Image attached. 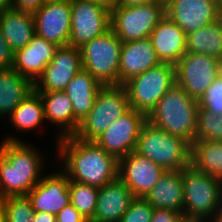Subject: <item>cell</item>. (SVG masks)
<instances>
[{"mask_svg":"<svg viewBox=\"0 0 222 222\" xmlns=\"http://www.w3.org/2000/svg\"><path fill=\"white\" fill-rule=\"evenodd\" d=\"M122 41L110 29L83 44L80 49L82 68L103 86L119 85Z\"/></svg>","mask_w":222,"mask_h":222,"instance_id":"cell-7","label":"cell"},{"mask_svg":"<svg viewBox=\"0 0 222 222\" xmlns=\"http://www.w3.org/2000/svg\"><path fill=\"white\" fill-rule=\"evenodd\" d=\"M146 115L130 108L105 130L94 142L117 160L135 151Z\"/></svg>","mask_w":222,"mask_h":222,"instance_id":"cell-12","label":"cell"},{"mask_svg":"<svg viewBox=\"0 0 222 222\" xmlns=\"http://www.w3.org/2000/svg\"><path fill=\"white\" fill-rule=\"evenodd\" d=\"M183 170H164L158 182L144 199L154 208L180 212L183 215Z\"/></svg>","mask_w":222,"mask_h":222,"instance_id":"cell-22","label":"cell"},{"mask_svg":"<svg viewBox=\"0 0 222 222\" xmlns=\"http://www.w3.org/2000/svg\"><path fill=\"white\" fill-rule=\"evenodd\" d=\"M163 172V168L135 151L118 160L117 177L135 197L144 198Z\"/></svg>","mask_w":222,"mask_h":222,"instance_id":"cell-16","label":"cell"},{"mask_svg":"<svg viewBox=\"0 0 222 222\" xmlns=\"http://www.w3.org/2000/svg\"><path fill=\"white\" fill-rule=\"evenodd\" d=\"M198 108H204L216 116L222 114V80L218 77L198 100Z\"/></svg>","mask_w":222,"mask_h":222,"instance_id":"cell-34","label":"cell"},{"mask_svg":"<svg viewBox=\"0 0 222 222\" xmlns=\"http://www.w3.org/2000/svg\"><path fill=\"white\" fill-rule=\"evenodd\" d=\"M196 140L222 141V114L216 116L204 108H198Z\"/></svg>","mask_w":222,"mask_h":222,"instance_id":"cell-31","label":"cell"},{"mask_svg":"<svg viewBox=\"0 0 222 222\" xmlns=\"http://www.w3.org/2000/svg\"><path fill=\"white\" fill-rule=\"evenodd\" d=\"M56 142L58 162L69 180L100 188L117 178L118 160L94 141L70 136Z\"/></svg>","mask_w":222,"mask_h":222,"instance_id":"cell-1","label":"cell"},{"mask_svg":"<svg viewBox=\"0 0 222 222\" xmlns=\"http://www.w3.org/2000/svg\"><path fill=\"white\" fill-rule=\"evenodd\" d=\"M191 164L222 181V141H194L191 145Z\"/></svg>","mask_w":222,"mask_h":222,"instance_id":"cell-28","label":"cell"},{"mask_svg":"<svg viewBox=\"0 0 222 222\" xmlns=\"http://www.w3.org/2000/svg\"><path fill=\"white\" fill-rule=\"evenodd\" d=\"M135 152L164 170H183L191 164V144L146 121L138 136Z\"/></svg>","mask_w":222,"mask_h":222,"instance_id":"cell-5","label":"cell"},{"mask_svg":"<svg viewBox=\"0 0 222 222\" xmlns=\"http://www.w3.org/2000/svg\"><path fill=\"white\" fill-rule=\"evenodd\" d=\"M134 199L132 191L117 177L99 188L95 215L90 222H120Z\"/></svg>","mask_w":222,"mask_h":222,"instance_id":"cell-20","label":"cell"},{"mask_svg":"<svg viewBox=\"0 0 222 222\" xmlns=\"http://www.w3.org/2000/svg\"><path fill=\"white\" fill-rule=\"evenodd\" d=\"M209 222H222V203L221 207L216 211L213 218Z\"/></svg>","mask_w":222,"mask_h":222,"instance_id":"cell-43","label":"cell"},{"mask_svg":"<svg viewBox=\"0 0 222 222\" xmlns=\"http://www.w3.org/2000/svg\"><path fill=\"white\" fill-rule=\"evenodd\" d=\"M174 0H152V2L159 4L166 8L168 5H170Z\"/></svg>","mask_w":222,"mask_h":222,"instance_id":"cell-45","label":"cell"},{"mask_svg":"<svg viewBox=\"0 0 222 222\" xmlns=\"http://www.w3.org/2000/svg\"><path fill=\"white\" fill-rule=\"evenodd\" d=\"M221 64L215 57L186 52L175 65L176 84L198 101L219 77Z\"/></svg>","mask_w":222,"mask_h":222,"instance_id":"cell-10","label":"cell"},{"mask_svg":"<svg viewBox=\"0 0 222 222\" xmlns=\"http://www.w3.org/2000/svg\"><path fill=\"white\" fill-rule=\"evenodd\" d=\"M17 136L0 144V198L26 196L41 180L44 160L40 152Z\"/></svg>","mask_w":222,"mask_h":222,"instance_id":"cell-2","label":"cell"},{"mask_svg":"<svg viewBox=\"0 0 222 222\" xmlns=\"http://www.w3.org/2000/svg\"><path fill=\"white\" fill-rule=\"evenodd\" d=\"M59 171L42 177L27 194L35 212L56 215L70 202L69 178L62 169Z\"/></svg>","mask_w":222,"mask_h":222,"instance_id":"cell-17","label":"cell"},{"mask_svg":"<svg viewBox=\"0 0 222 222\" xmlns=\"http://www.w3.org/2000/svg\"><path fill=\"white\" fill-rule=\"evenodd\" d=\"M71 1L89 2V3H94L97 5H104L106 7L112 6V0H71Z\"/></svg>","mask_w":222,"mask_h":222,"instance_id":"cell-41","label":"cell"},{"mask_svg":"<svg viewBox=\"0 0 222 222\" xmlns=\"http://www.w3.org/2000/svg\"><path fill=\"white\" fill-rule=\"evenodd\" d=\"M57 48L54 43L35 34L24 48L15 51L12 68L35 83L53 59Z\"/></svg>","mask_w":222,"mask_h":222,"instance_id":"cell-18","label":"cell"},{"mask_svg":"<svg viewBox=\"0 0 222 222\" xmlns=\"http://www.w3.org/2000/svg\"><path fill=\"white\" fill-rule=\"evenodd\" d=\"M0 222H6V214L3 206V200L0 198Z\"/></svg>","mask_w":222,"mask_h":222,"instance_id":"cell-44","label":"cell"},{"mask_svg":"<svg viewBox=\"0 0 222 222\" xmlns=\"http://www.w3.org/2000/svg\"><path fill=\"white\" fill-rule=\"evenodd\" d=\"M165 17V8L154 2L111 6V30L123 42L148 38Z\"/></svg>","mask_w":222,"mask_h":222,"instance_id":"cell-9","label":"cell"},{"mask_svg":"<svg viewBox=\"0 0 222 222\" xmlns=\"http://www.w3.org/2000/svg\"><path fill=\"white\" fill-rule=\"evenodd\" d=\"M70 203L90 222L96 210L99 188L69 180Z\"/></svg>","mask_w":222,"mask_h":222,"instance_id":"cell-30","label":"cell"},{"mask_svg":"<svg viewBox=\"0 0 222 222\" xmlns=\"http://www.w3.org/2000/svg\"><path fill=\"white\" fill-rule=\"evenodd\" d=\"M219 0H174L165 8V15L186 34L219 19Z\"/></svg>","mask_w":222,"mask_h":222,"instance_id":"cell-15","label":"cell"},{"mask_svg":"<svg viewBox=\"0 0 222 222\" xmlns=\"http://www.w3.org/2000/svg\"><path fill=\"white\" fill-rule=\"evenodd\" d=\"M35 34L58 47L68 46L71 0H51L33 12Z\"/></svg>","mask_w":222,"mask_h":222,"instance_id":"cell-13","label":"cell"},{"mask_svg":"<svg viewBox=\"0 0 222 222\" xmlns=\"http://www.w3.org/2000/svg\"><path fill=\"white\" fill-rule=\"evenodd\" d=\"M218 21H219V23H220V25H221V27H222V7H221V9H220Z\"/></svg>","mask_w":222,"mask_h":222,"instance_id":"cell-46","label":"cell"},{"mask_svg":"<svg viewBox=\"0 0 222 222\" xmlns=\"http://www.w3.org/2000/svg\"><path fill=\"white\" fill-rule=\"evenodd\" d=\"M56 222H89L70 202L56 214Z\"/></svg>","mask_w":222,"mask_h":222,"instance_id":"cell-35","label":"cell"},{"mask_svg":"<svg viewBox=\"0 0 222 222\" xmlns=\"http://www.w3.org/2000/svg\"><path fill=\"white\" fill-rule=\"evenodd\" d=\"M160 63L149 37L123 42L120 50L119 85Z\"/></svg>","mask_w":222,"mask_h":222,"instance_id":"cell-19","label":"cell"},{"mask_svg":"<svg viewBox=\"0 0 222 222\" xmlns=\"http://www.w3.org/2000/svg\"><path fill=\"white\" fill-rule=\"evenodd\" d=\"M82 69L80 49L58 47L43 74L34 83L36 92L64 91L71 79Z\"/></svg>","mask_w":222,"mask_h":222,"instance_id":"cell-14","label":"cell"},{"mask_svg":"<svg viewBox=\"0 0 222 222\" xmlns=\"http://www.w3.org/2000/svg\"><path fill=\"white\" fill-rule=\"evenodd\" d=\"M150 222H186L180 212L154 208Z\"/></svg>","mask_w":222,"mask_h":222,"instance_id":"cell-37","label":"cell"},{"mask_svg":"<svg viewBox=\"0 0 222 222\" xmlns=\"http://www.w3.org/2000/svg\"><path fill=\"white\" fill-rule=\"evenodd\" d=\"M198 101L174 84L146 116L152 125L179 136L191 145L196 141Z\"/></svg>","mask_w":222,"mask_h":222,"instance_id":"cell-3","label":"cell"},{"mask_svg":"<svg viewBox=\"0 0 222 222\" xmlns=\"http://www.w3.org/2000/svg\"><path fill=\"white\" fill-rule=\"evenodd\" d=\"M111 29V7L71 1V31L68 46L80 48Z\"/></svg>","mask_w":222,"mask_h":222,"instance_id":"cell-11","label":"cell"},{"mask_svg":"<svg viewBox=\"0 0 222 222\" xmlns=\"http://www.w3.org/2000/svg\"><path fill=\"white\" fill-rule=\"evenodd\" d=\"M219 77H220L221 80H222V64H221V67H220V70H219Z\"/></svg>","mask_w":222,"mask_h":222,"instance_id":"cell-47","label":"cell"},{"mask_svg":"<svg viewBox=\"0 0 222 222\" xmlns=\"http://www.w3.org/2000/svg\"><path fill=\"white\" fill-rule=\"evenodd\" d=\"M34 91V83L13 68H0V118L9 115Z\"/></svg>","mask_w":222,"mask_h":222,"instance_id":"cell-24","label":"cell"},{"mask_svg":"<svg viewBox=\"0 0 222 222\" xmlns=\"http://www.w3.org/2000/svg\"><path fill=\"white\" fill-rule=\"evenodd\" d=\"M102 86L88 71L82 68L64 89L72 102L74 110V134L79 123L92 109L98 91Z\"/></svg>","mask_w":222,"mask_h":222,"instance_id":"cell-23","label":"cell"},{"mask_svg":"<svg viewBox=\"0 0 222 222\" xmlns=\"http://www.w3.org/2000/svg\"><path fill=\"white\" fill-rule=\"evenodd\" d=\"M183 217L186 222H209L222 203V181L196 169H183Z\"/></svg>","mask_w":222,"mask_h":222,"instance_id":"cell-4","label":"cell"},{"mask_svg":"<svg viewBox=\"0 0 222 222\" xmlns=\"http://www.w3.org/2000/svg\"><path fill=\"white\" fill-rule=\"evenodd\" d=\"M0 28L14 51L24 48L35 35L33 13L14 8L3 11L0 14Z\"/></svg>","mask_w":222,"mask_h":222,"instance_id":"cell-26","label":"cell"},{"mask_svg":"<svg viewBox=\"0 0 222 222\" xmlns=\"http://www.w3.org/2000/svg\"><path fill=\"white\" fill-rule=\"evenodd\" d=\"M161 63L176 65L186 53L187 35L166 15L149 36Z\"/></svg>","mask_w":222,"mask_h":222,"instance_id":"cell-21","label":"cell"},{"mask_svg":"<svg viewBox=\"0 0 222 222\" xmlns=\"http://www.w3.org/2000/svg\"><path fill=\"white\" fill-rule=\"evenodd\" d=\"M186 52L204 54L222 61V27L219 21L188 34Z\"/></svg>","mask_w":222,"mask_h":222,"instance_id":"cell-27","label":"cell"},{"mask_svg":"<svg viewBox=\"0 0 222 222\" xmlns=\"http://www.w3.org/2000/svg\"><path fill=\"white\" fill-rule=\"evenodd\" d=\"M15 51L6 41L0 28V68H12L14 62Z\"/></svg>","mask_w":222,"mask_h":222,"instance_id":"cell-36","label":"cell"},{"mask_svg":"<svg viewBox=\"0 0 222 222\" xmlns=\"http://www.w3.org/2000/svg\"><path fill=\"white\" fill-rule=\"evenodd\" d=\"M11 125L18 131H32L45 122L41 96L34 90L9 115Z\"/></svg>","mask_w":222,"mask_h":222,"instance_id":"cell-29","label":"cell"},{"mask_svg":"<svg viewBox=\"0 0 222 222\" xmlns=\"http://www.w3.org/2000/svg\"><path fill=\"white\" fill-rule=\"evenodd\" d=\"M152 0H112V5H136L151 3Z\"/></svg>","mask_w":222,"mask_h":222,"instance_id":"cell-40","label":"cell"},{"mask_svg":"<svg viewBox=\"0 0 222 222\" xmlns=\"http://www.w3.org/2000/svg\"><path fill=\"white\" fill-rule=\"evenodd\" d=\"M12 8V0H0V14Z\"/></svg>","mask_w":222,"mask_h":222,"instance_id":"cell-42","label":"cell"},{"mask_svg":"<svg viewBox=\"0 0 222 222\" xmlns=\"http://www.w3.org/2000/svg\"><path fill=\"white\" fill-rule=\"evenodd\" d=\"M154 207L143 197H135L120 222H150Z\"/></svg>","mask_w":222,"mask_h":222,"instance_id":"cell-33","label":"cell"},{"mask_svg":"<svg viewBox=\"0 0 222 222\" xmlns=\"http://www.w3.org/2000/svg\"><path fill=\"white\" fill-rule=\"evenodd\" d=\"M6 222H33L34 209L26 196H9L3 198Z\"/></svg>","mask_w":222,"mask_h":222,"instance_id":"cell-32","label":"cell"},{"mask_svg":"<svg viewBox=\"0 0 222 222\" xmlns=\"http://www.w3.org/2000/svg\"><path fill=\"white\" fill-rule=\"evenodd\" d=\"M129 109L128 95L123 85L102 86L92 109L79 123L73 136L82 141H94Z\"/></svg>","mask_w":222,"mask_h":222,"instance_id":"cell-6","label":"cell"},{"mask_svg":"<svg viewBox=\"0 0 222 222\" xmlns=\"http://www.w3.org/2000/svg\"><path fill=\"white\" fill-rule=\"evenodd\" d=\"M174 84L175 65L160 63L130 78L123 86L127 91L130 108L147 116Z\"/></svg>","mask_w":222,"mask_h":222,"instance_id":"cell-8","label":"cell"},{"mask_svg":"<svg viewBox=\"0 0 222 222\" xmlns=\"http://www.w3.org/2000/svg\"><path fill=\"white\" fill-rule=\"evenodd\" d=\"M42 99L45 120L61 127L58 139L74 135V110L72 102L64 91L37 92Z\"/></svg>","mask_w":222,"mask_h":222,"instance_id":"cell-25","label":"cell"},{"mask_svg":"<svg viewBox=\"0 0 222 222\" xmlns=\"http://www.w3.org/2000/svg\"><path fill=\"white\" fill-rule=\"evenodd\" d=\"M45 2H47V0H12V8L33 13Z\"/></svg>","mask_w":222,"mask_h":222,"instance_id":"cell-38","label":"cell"},{"mask_svg":"<svg viewBox=\"0 0 222 222\" xmlns=\"http://www.w3.org/2000/svg\"><path fill=\"white\" fill-rule=\"evenodd\" d=\"M33 222H56V215L48 212H34Z\"/></svg>","mask_w":222,"mask_h":222,"instance_id":"cell-39","label":"cell"}]
</instances>
